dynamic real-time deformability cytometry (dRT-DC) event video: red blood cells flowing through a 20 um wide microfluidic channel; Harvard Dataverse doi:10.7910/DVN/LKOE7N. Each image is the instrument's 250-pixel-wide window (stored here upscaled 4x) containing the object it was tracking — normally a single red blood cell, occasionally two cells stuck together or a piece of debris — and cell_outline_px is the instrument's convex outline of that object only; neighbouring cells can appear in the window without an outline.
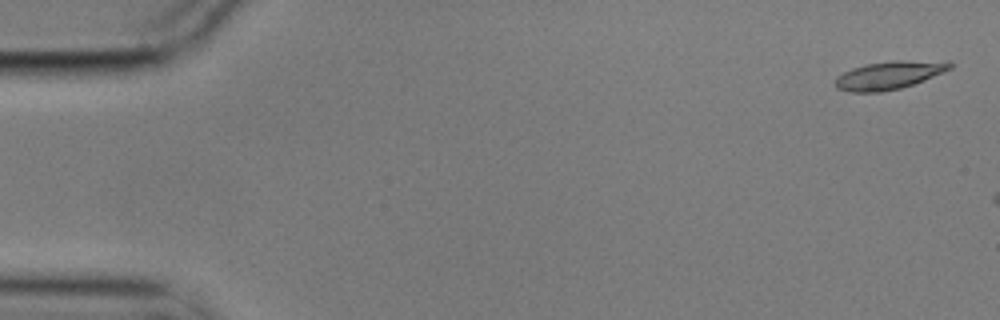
{"species": "common noctule bat (a hibernating species)", "species_latin": "Nyctalus noctula", "temperature_condition": "cold", "stored_images_in_passage": 3, "camera_frame_rate_fps": 3000, "um_per_image_px": 0.085, "animal": {"sex": "male", "body_mass_g": 17.9}, "frame": {"image": 1, "passage_image": 1, "time_ms": 0.0, "image_size_px": [1000, 320], "cell_outline_px": [[952, 68], [924, 80], [900, 88], [880, 92], [852, 92], [836, 88], [836, 76], [852, 68], [868, 64], [896, 60], [948, 60], [952, 64]], "centroid_in_image_um": [75.61, 6.37], "position_along_channel_um": 9.4, "area_um2": 18.73}}